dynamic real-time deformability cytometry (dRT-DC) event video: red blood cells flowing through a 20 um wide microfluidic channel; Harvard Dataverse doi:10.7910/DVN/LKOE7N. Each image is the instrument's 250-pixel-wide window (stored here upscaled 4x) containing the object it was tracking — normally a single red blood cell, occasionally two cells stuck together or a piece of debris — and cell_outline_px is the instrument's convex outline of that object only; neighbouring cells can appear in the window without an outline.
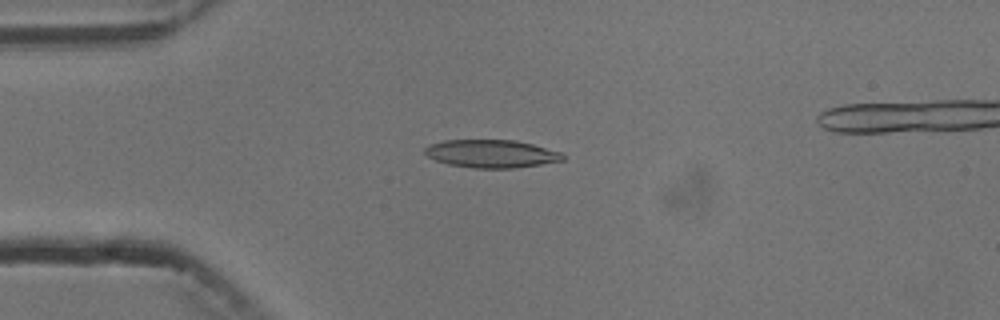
{"species": "common noctule bat (a hibernating species)", "species_latin": "Nyctalus noctula", "temperature_condition": "cold", "stored_images_in_passage": 3, "camera_frame_rate_fps": 3000, "um_per_image_px": 0.085, "animal": {"sex": "male", "body_mass_g": 13.3}, "frame": {"image": 1, "passage_image": 2, "time_ms": 1.333, "image_size_px": [1000, 320], "cell_outline_px": [[564, 160], [516, 168], [472, 168], [448, 164], [436, 160], [428, 156], [424, 152], [424, 148], [432, 144], [444, 140], [516, 140], [532, 144], [560, 152], [564, 156]], "centroid_in_image_um": [41.76, 13.07], "position_along_channel_um": 43.2, "area_um2": 22.31}}